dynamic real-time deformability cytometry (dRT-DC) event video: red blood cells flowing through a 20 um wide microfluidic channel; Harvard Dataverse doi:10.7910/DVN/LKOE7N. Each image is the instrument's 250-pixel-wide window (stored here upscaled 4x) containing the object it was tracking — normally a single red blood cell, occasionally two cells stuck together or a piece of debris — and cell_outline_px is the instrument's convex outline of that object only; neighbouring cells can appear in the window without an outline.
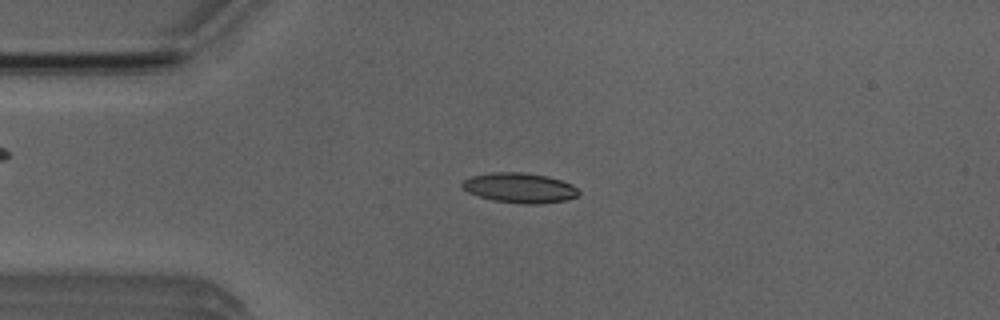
{"species": "Egyptian fruit bat (a non-hibernating species)", "species_latin": "Rousettus aegyptiacus", "temperature_condition": "room temperature", "stored_images_in_passage": 52, "camera_frame_rate_fps": 3000, "um_per_image_px": 0.085, "animal": {"sex": "male"}, "frame": {"image": 1, "passage_image": 12, "time_ms": 3.667, "image_size_px": [1000, 320], "cell_outline_px": [[580, 192], [576, 196], [568, 200], [540, 204], [524, 204], [492, 200], [468, 192], [460, 184], [464, 180], [472, 176], [492, 172], [524, 172], [548, 176], [572, 184]], "centroid_in_image_um": [44.19, 15.97], "position_along_channel_um": 40.8, "area_um2": 20.35}}
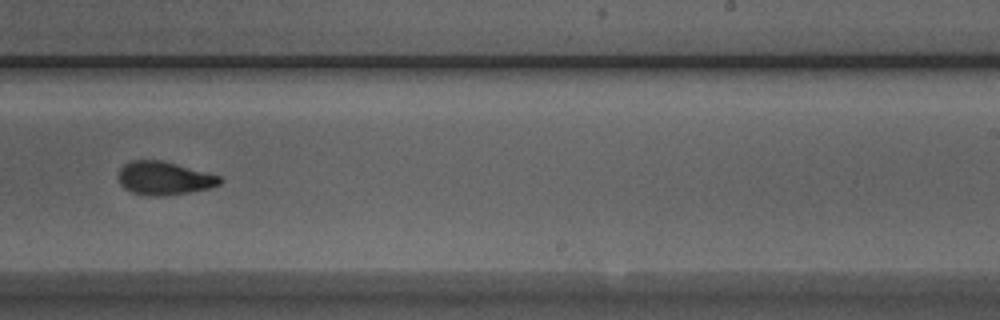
{"frame": {"image": 2, "passage_image": 32, "time_ms": 10.333, "image_size_px": [1000, 320], "cell_outline_px": [[224, 180], [220, 184], [208, 188], [188, 192], [160, 196], [148, 196], [132, 192], [124, 188], [120, 184], [116, 176], [120, 168], [124, 164], [132, 160], [160, 160], [176, 164], [220, 176]], "centroid_in_image_um": [13.9, 15.15], "position_along_channel_um": 275.1, "area_um2": 19.65}}
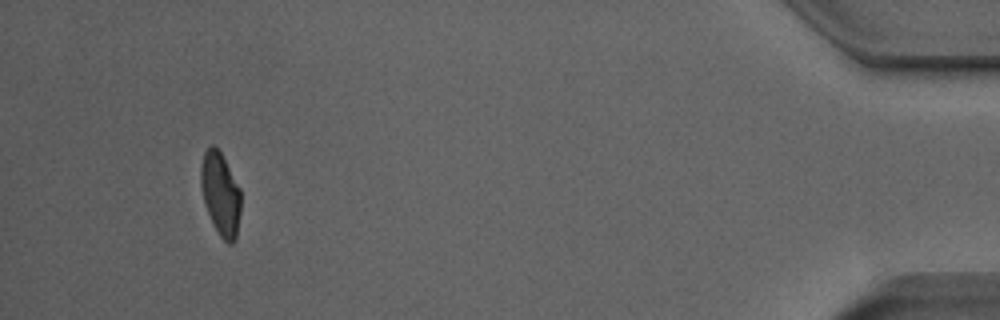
{"frame": {"image": 3, "passage_image": 49, "time_ms": 16.0, "image_size_px": [1000, 320], "cell_outline_px": [[240, 212], [236, 240], [232, 244], [228, 244], [220, 236], [212, 224], [204, 200], [200, 184], [200, 164], [204, 152], [212, 144], [220, 152], [240, 188]], "centroid_in_image_um": [18.73, 16.51], "position_along_channel_um": 416.5, "area_um2": 19.31}, "authors_computed_cell_mechanics": {"area_um2": 19.6809, "velocity_mm_per_s": 3.8479, "shape_relaxation_time_tau1_ms": 5.5122, "shape_relaxation_time_tau2_ms": 2.2238, "deformation_change_tau1": 0.1766, "deformation_change_tau2": 0.0744}}